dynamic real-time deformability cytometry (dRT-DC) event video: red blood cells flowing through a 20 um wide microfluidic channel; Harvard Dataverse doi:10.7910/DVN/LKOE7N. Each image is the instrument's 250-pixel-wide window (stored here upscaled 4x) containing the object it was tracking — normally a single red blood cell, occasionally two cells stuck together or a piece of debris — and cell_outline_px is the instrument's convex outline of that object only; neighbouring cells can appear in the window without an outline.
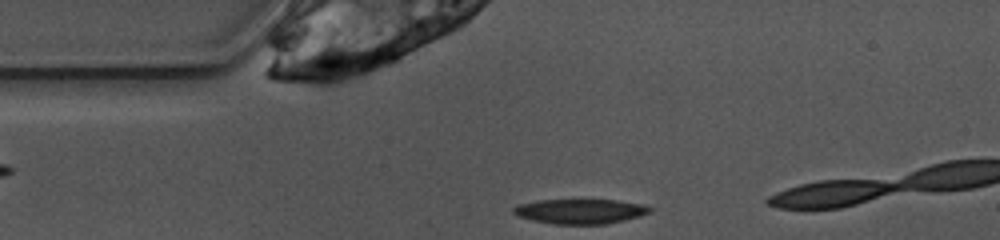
{"species": "common noctule bat (a hibernating species)", "species_latin": "Nyctalus noctula", "temperature_condition": "warm", "stored_images_in_passage": 6, "camera_frame_rate_fps": 3000, "um_per_image_px": 0.085, "animal": {"sex": "female", "body_mass_g": 10.0, "forearm_length_mm": 53.1}, "frame": {"image": 1, "passage_image": 3, "time_ms": 0.667, "image_size_px": [1000, 240], "cell_outline_px": [[652, 212], [640, 216], [624, 220], [604, 224], [552, 224], [532, 220], [516, 216], [512, 212], [512, 208], [516, 204], [540, 200], [580, 196], [616, 200], [644, 204], [652, 208]], "centroid_in_image_um": [49.29, 17.9], "position_along_channel_um": 35.7, "area_um2": 20.98}}